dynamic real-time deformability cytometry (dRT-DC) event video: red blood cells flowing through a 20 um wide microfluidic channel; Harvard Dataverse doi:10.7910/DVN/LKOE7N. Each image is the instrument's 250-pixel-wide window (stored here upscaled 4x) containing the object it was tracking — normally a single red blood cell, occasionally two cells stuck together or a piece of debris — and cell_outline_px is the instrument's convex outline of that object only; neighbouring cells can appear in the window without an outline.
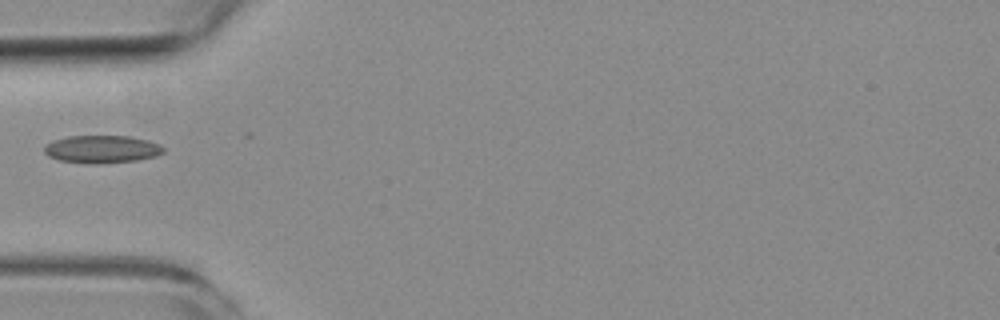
{"species": "common noctule bat (a hibernating species)", "species_latin": "Nyctalus noctula", "temperature_condition": "room temperature", "stored_images_in_passage": 1, "camera_frame_rate_fps": 3000, "um_per_image_px": 0.085, "animal": {"sex": "female", "body_mass_g": 19.3, "forearm_length_mm": 54.1}, "frame": {"image": 1, "passage_image": 1, "time_ms": 0.0, "image_size_px": [1000, 320], "cell_outline_px": [[164, 152], [156, 156], [136, 160], [100, 164], [92, 164], [60, 160], [48, 156], [44, 152], [44, 144], [52, 140], [68, 136], [128, 136], [148, 140], [160, 144], [164, 148]], "centroid_in_image_um": [8.64, 12.68], "position_along_channel_um": 76.4, "area_um2": 19.36}}